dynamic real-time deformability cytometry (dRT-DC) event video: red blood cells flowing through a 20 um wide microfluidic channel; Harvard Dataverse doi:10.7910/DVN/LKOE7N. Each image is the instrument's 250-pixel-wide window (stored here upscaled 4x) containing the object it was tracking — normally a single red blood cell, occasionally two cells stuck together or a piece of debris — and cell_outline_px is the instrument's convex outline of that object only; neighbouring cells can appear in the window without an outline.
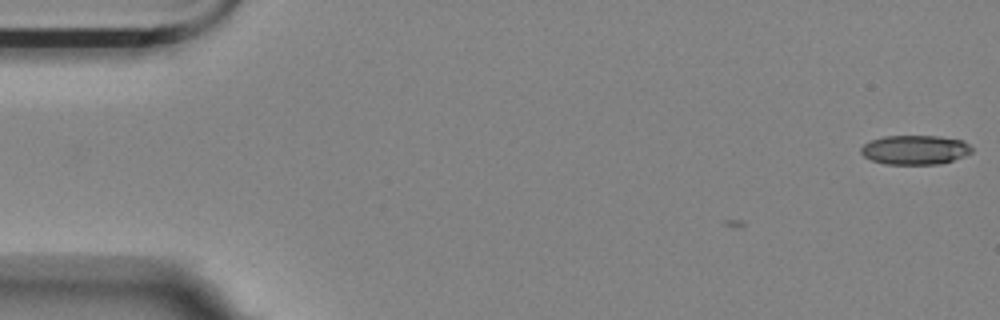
{"species": "Egyptian fruit bat (a non-hibernating species)", "species_latin": "Rousettus aegyptiacus", "temperature_condition": "room temperature", "stored_images_in_passage": 8, "camera_frame_rate_fps": 3000, "um_per_image_px": 0.085, "animal": {"sex": "female"}, "frame": {"image": 1, "passage_image": 1, "time_ms": 0.0, "image_size_px": [1000, 320], "cell_outline_px": [[972, 152], [964, 156], [940, 164], [884, 164], [872, 160], [864, 156], [860, 152], [860, 148], [864, 144], [872, 140], [884, 136], [940, 136], [964, 140], [972, 148]], "centroid_in_image_um": [77.78, 12.73], "position_along_channel_um": 7.2, "area_um2": 18.96}}